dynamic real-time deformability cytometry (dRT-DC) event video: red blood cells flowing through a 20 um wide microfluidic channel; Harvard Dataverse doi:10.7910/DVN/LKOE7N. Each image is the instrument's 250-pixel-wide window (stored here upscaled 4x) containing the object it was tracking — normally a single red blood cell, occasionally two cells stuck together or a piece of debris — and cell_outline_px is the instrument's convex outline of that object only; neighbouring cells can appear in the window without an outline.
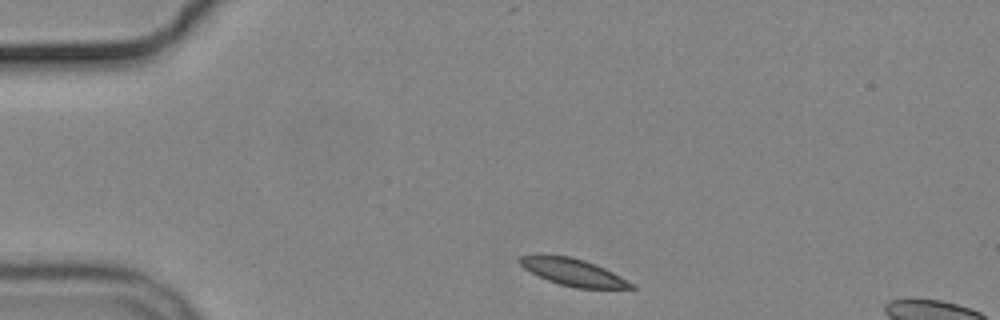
{"species": "common noctule bat (a hibernating species)", "species_latin": "Nyctalus noctula", "temperature_condition": "cold", "stored_images_in_passage": 8, "camera_frame_rate_fps": 3000, "um_per_image_px": 0.085, "animal": {"sex": "male", "body_mass_g": 19.2, "forearm_length_mm": 51.8}, "frame": {"image": 1, "passage_image": 1, "time_ms": 0.0, "image_size_px": [1000, 320], "cell_outline_px": [[636, 288], [576, 288], [560, 284], [548, 280], [524, 268], [516, 260], [520, 256], [536, 252], [544, 252], [572, 256], [596, 264], [636, 284]], "centroid_in_image_um": [48.65, 23.07], "position_along_channel_um": 36.4, "area_um2": 18.09}}
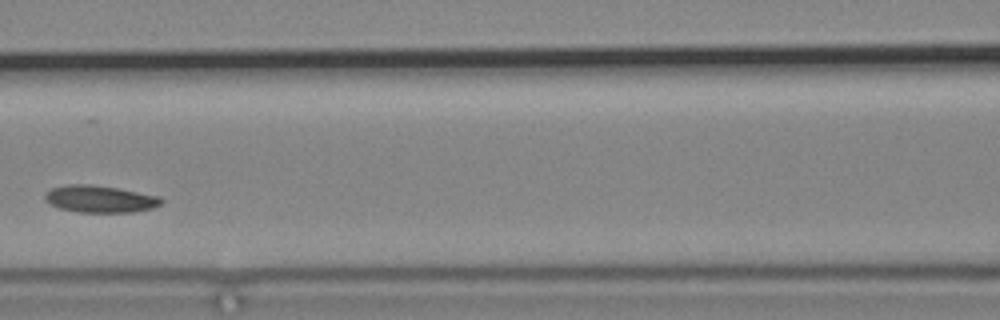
{"frame": {"image": 2, "passage_image": 5, "time_ms": 4.667, "image_size_px": [1000, 320], "cell_outline_px": [[164, 200], [160, 204], [152, 208], [132, 212], [76, 212], [60, 208], [48, 204], [44, 200], [44, 196], [52, 188], [64, 184], [92, 184], [120, 188], [160, 196]], "centroid_in_image_um": [8.49, 16.9], "position_along_channel_um": 158.1, "area_um2": 18.55}}
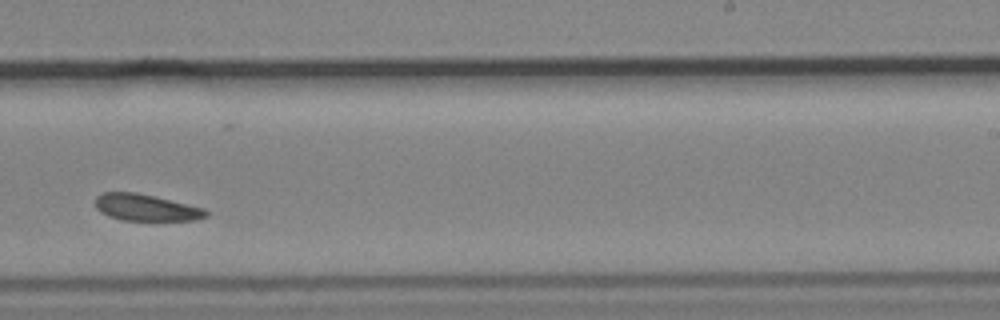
{"frame": {"image": 3, "passage_image": 8, "time_ms": 8.0, "image_size_px": [1000, 320], "cell_outline_px": [[208, 216], [196, 220], [156, 224], [120, 220], [108, 216], [100, 212], [96, 208], [96, 196], [100, 192], [136, 192], [204, 208], [208, 212]], "centroid_in_image_um": [12.44, 17.71], "position_along_channel_um": 276.6, "area_um2": 18.26}}